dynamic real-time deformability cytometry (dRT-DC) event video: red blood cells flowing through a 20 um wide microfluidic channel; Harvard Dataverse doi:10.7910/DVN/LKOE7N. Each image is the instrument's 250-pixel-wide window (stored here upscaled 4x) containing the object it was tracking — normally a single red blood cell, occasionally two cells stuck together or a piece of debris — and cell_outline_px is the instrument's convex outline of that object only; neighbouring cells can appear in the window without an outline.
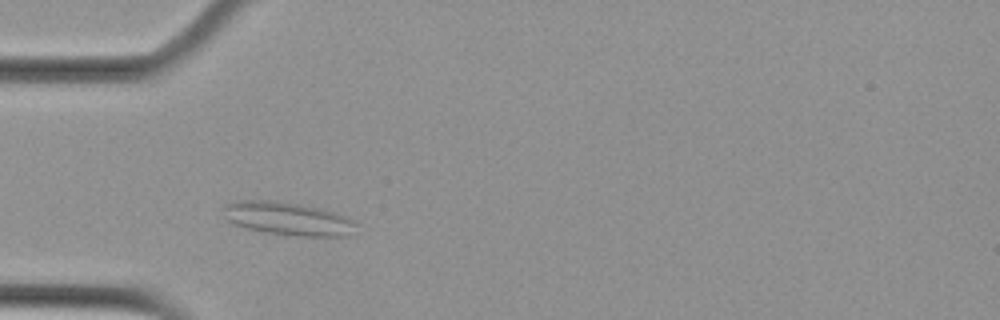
{"species": "Egyptian fruit bat (a non-hibernating species)", "species_latin": "Rousettus aegyptiacus", "temperature_condition": "cold", "stored_images_in_passage": 4, "camera_frame_rate_fps": 3000, "um_per_image_px": 0.085, "animal": {"sex": "female"}, "frame": {"image": 1, "passage_image": 3, "time_ms": 0.667, "image_size_px": [1000, 320], "cell_outline_px": [[360, 236], [292, 236], [268, 232], [248, 228], [236, 224], [228, 220], [224, 216], [224, 204], [240, 200], [272, 200], [300, 204], [324, 208], [336, 212], [352, 220], [356, 224]], "centroid_in_image_um": [24.59, 18.59], "position_along_channel_um": 60.4, "area_um2": 26.07}}